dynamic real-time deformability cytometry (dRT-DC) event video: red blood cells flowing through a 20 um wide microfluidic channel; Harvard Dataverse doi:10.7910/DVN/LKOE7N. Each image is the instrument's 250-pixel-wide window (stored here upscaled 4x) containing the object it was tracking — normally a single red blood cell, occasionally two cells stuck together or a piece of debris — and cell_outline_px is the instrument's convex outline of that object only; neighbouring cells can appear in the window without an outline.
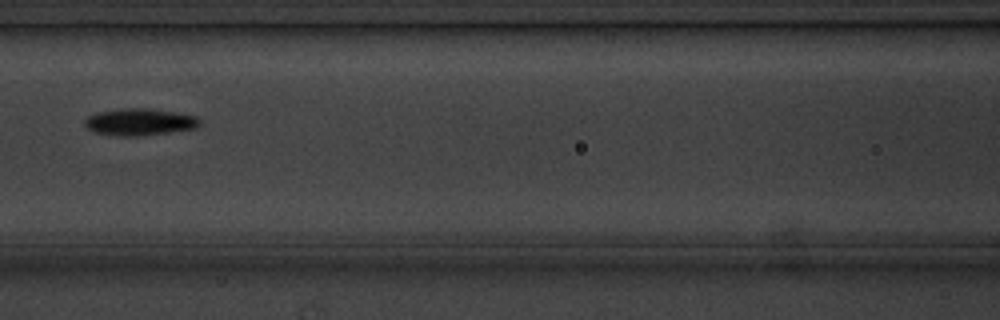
{"species": "common noctule bat (a hibernating species)", "species_latin": "Nyctalus noctula", "temperature_condition": "cold", "stored_images_in_passage": 15, "camera_frame_rate_fps": 3000, "um_per_image_px": 0.085, "animal": {"sex": "male", "body_mass_g": 20.1, "forearm_length_mm": 53.5}, "frame": {"image": 1, "passage_image": 7, "time_ms": 8.0, "image_size_px": [1000, 320], "cell_outline_px": [[200, 124], [196, 128], [168, 132], [132, 136], [120, 136], [92, 132], [84, 124], [84, 120], [88, 116], [96, 112], [120, 108], [148, 108], [196, 116], [200, 120]], "centroid_in_image_um": [11.81, 10.36], "position_along_channel_um": 154.8, "area_um2": 17.92}}
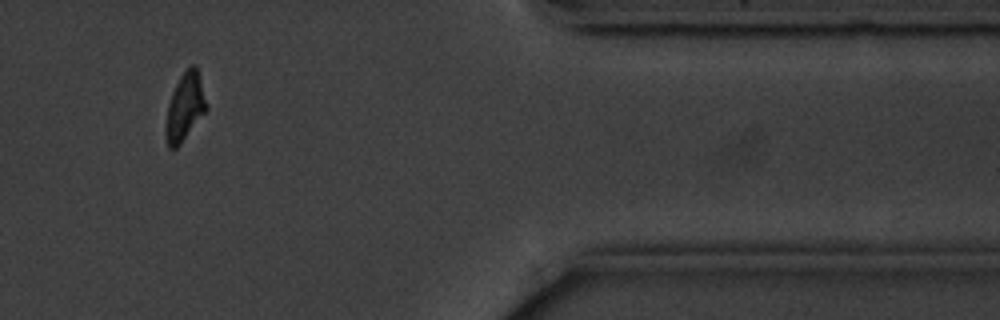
{"frame": {"image": 2, "passage_image": 13, "time_ms": 15.667, "image_size_px": [1000, 320], "cell_outline_px": [[208, 108], [180, 144], [176, 148], [168, 148], [164, 136], [164, 128], [168, 104], [172, 92], [180, 76], [192, 64], [196, 64]], "centroid_in_image_um": [15.68, 9.12], "position_along_channel_um": 395.7, "area_um2": 15.95}}